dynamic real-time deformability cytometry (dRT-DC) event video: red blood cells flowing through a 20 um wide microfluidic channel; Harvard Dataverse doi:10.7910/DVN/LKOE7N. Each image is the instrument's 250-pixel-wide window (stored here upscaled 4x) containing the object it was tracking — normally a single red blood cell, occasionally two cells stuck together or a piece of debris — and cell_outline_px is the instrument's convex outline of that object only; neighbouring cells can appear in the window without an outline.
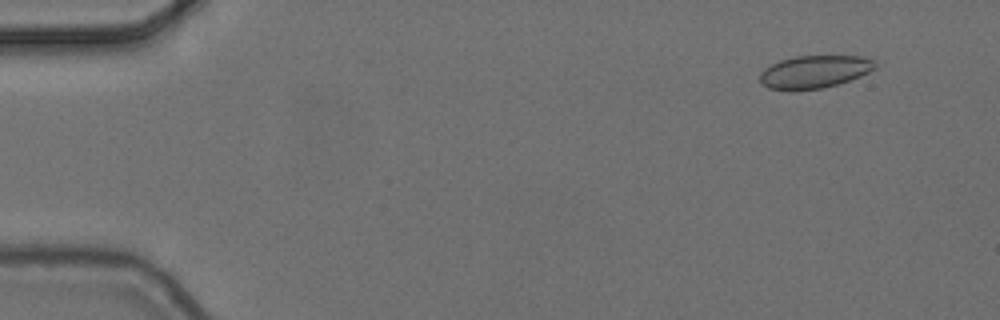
{"species": "common noctule bat (a hibernating species)", "species_latin": "Nyctalus noctula", "temperature_condition": "cold", "stored_images_in_passage": 5, "camera_frame_rate_fps": 3000, "um_per_image_px": 0.085, "animal": {"sex": "female", "body_mass_g": 24.6, "forearm_length_mm": 56.2}, "frame": {"image": 1, "passage_image": 2, "time_ms": 0.333, "image_size_px": [1000, 320], "cell_outline_px": [[876, 68], [860, 76], [836, 84], [820, 88], [792, 92], [788, 92], [768, 88], [760, 84], [760, 72], [764, 68], [780, 60], [796, 56], [860, 56], [872, 60], [876, 64]], "centroid_in_image_um": [69.15, 6.12], "position_along_channel_um": 15.9, "area_um2": 22.14}}
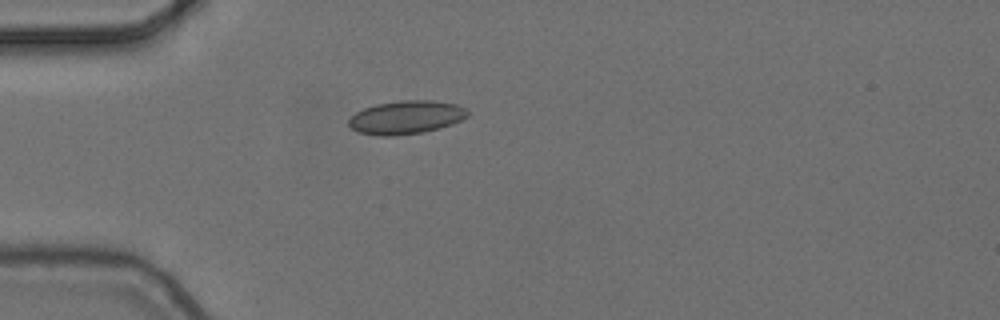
{"frame": {"image": 2, "passage_image": 5, "time_ms": 1.333, "image_size_px": [1000, 320], "cell_outline_px": [[468, 116], [452, 124], [440, 128], [424, 132], [396, 136], [380, 136], [360, 132], [352, 128], [348, 124], [348, 120], [356, 112], [364, 108], [376, 104], [400, 100], [432, 100], [456, 104], [468, 108]], "centroid_in_image_um": [34.54, 9.97], "position_along_channel_um": 50.5, "area_um2": 23.24}}